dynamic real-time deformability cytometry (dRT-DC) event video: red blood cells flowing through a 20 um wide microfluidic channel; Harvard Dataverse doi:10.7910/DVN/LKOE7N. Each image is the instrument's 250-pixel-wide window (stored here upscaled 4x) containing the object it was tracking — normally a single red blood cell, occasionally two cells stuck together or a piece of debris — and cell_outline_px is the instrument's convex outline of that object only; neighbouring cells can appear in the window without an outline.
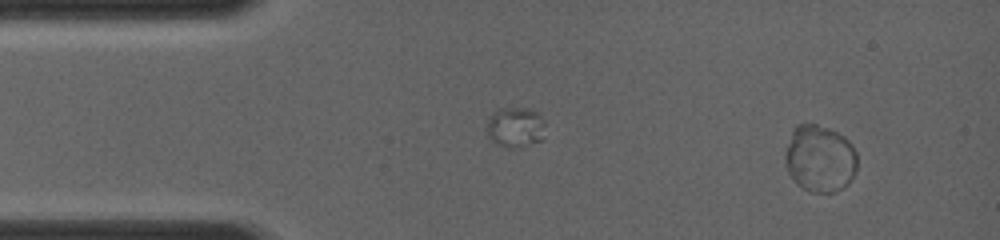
{"species": "common noctule bat (a hibernating species)", "species_latin": "Nyctalus noctula", "temperature_condition": "room temperature", "stored_images_in_passage": 4, "camera_frame_rate_fps": 4000, "um_per_image_px": 0.085, "animal": {"sex": "female", "body_mass_g": 19.0, "forearm_length_mm": 56.7}, "frame": {"image": 1, "passage_image": 1, "time_ms": 0.0, "image_size_px": [1000, 240], "cell_outline_px": [[856, 168], [848, 184], [844, 188], [836, 192], [812, 192], [796, 184], [788, 172], [784, 156], [784, 152], [792, 128], [796, 124], [816, 124], [828, 128], [844, 136], [852, 144], [856, 152]], "centroid_in_image_um": [69.66, 13.47], "position_along_channel_um": 15.3, "area_um2": 28.38}}
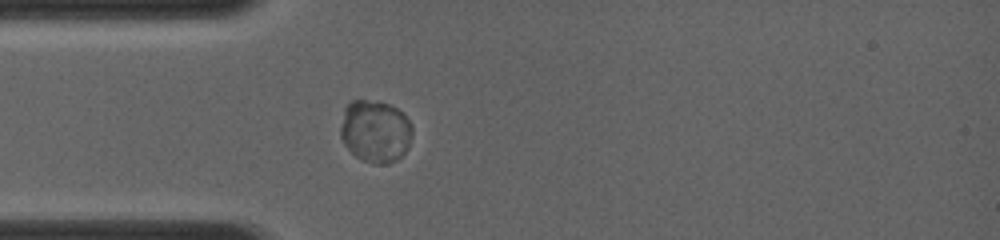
{"frame": {"image": 2, "passage_image": 4, "time_ms": 2.75, "image_size_px": [1000, 240], "cell_outline_px": [[412, 136], [404, 152], [400, 156], [392, 160], [364, 160], [356, 156], [348, 148], [340, 132], [340, 128], [344, 108], [352, 100], [380, 100], [392, 104], [404, 112], [412, 124]], "centroid_in_image_um": [31.92, 11.04], "position_along_channel_um": 53.1, "area_um2": 25.61}}